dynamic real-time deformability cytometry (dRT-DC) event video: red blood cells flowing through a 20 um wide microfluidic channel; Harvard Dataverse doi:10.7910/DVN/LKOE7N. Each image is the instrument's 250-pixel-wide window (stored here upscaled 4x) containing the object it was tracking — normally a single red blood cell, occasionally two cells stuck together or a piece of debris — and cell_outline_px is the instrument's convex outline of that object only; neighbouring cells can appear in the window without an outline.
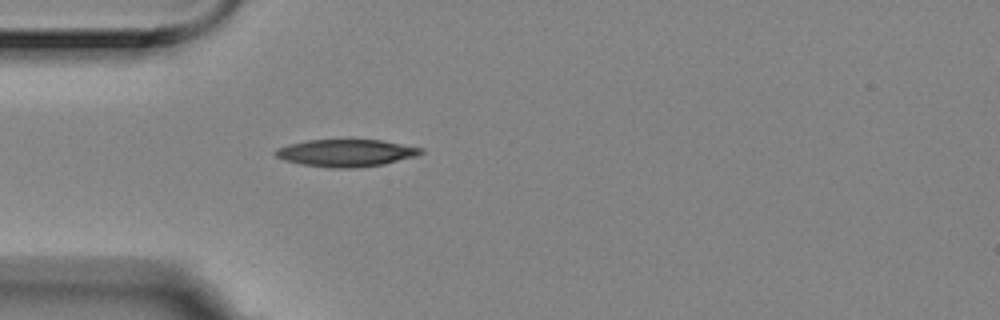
{"species": "Egyptian fruit bat (a non-hibernating species)", "species_latin": "Rousettus aegyptiacus", "temperature_condition": "room temperature", "stored_images_in_passage": 1, "camera_frame_rate_fps": 3000, "um_per_image_px": 0.085, "animal": {"sex": "female"}, "frame": {"image": 1, "passage_image": 1, "time_ms": 0.0, "image_size_px": [1000, 320], "cell_outline_px": [[424, 152], [416, 156], [384, 164], [352, 168], [332, 168], [300, 164], [284, 160], [276, 156], [272, 152], [276, 148], [288, 144], [308, 140], [384, 140], [424, 148]], "centroid_in_image_um": [29.41, 13.0], "position_along_channel_um": 55.6, "area_um2": 23.24}}